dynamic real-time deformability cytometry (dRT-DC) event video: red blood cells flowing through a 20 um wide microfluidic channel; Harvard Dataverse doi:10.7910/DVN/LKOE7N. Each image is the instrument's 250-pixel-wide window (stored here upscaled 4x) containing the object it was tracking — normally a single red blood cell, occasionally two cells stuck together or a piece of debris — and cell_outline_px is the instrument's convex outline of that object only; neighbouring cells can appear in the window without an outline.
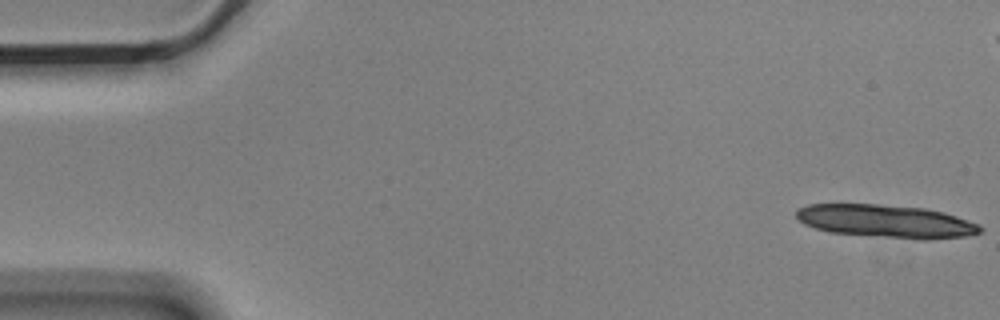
{"species": "Egyptian fruit bat (a non-hibernating species)", "species_latin": "Rousettus aegyptiacus", "temperature_condition": "cold", "stored_images_in_passage": 7, "camera_frame_rate_fps": 3000, "um_per_image_px": 0.085, "animal": {"sex": "male"}, "frame": {"image": 1, "passage_image": 1, "time_ms": 0.0, "image_size_px": [1000, 320], "cell_outline_px": [[984, 228], [980, 232], [968, 236], [928, 240], [920, 240], [832, 232], [816, 228], [804, 224], [796, 216], [796, 208], [808, 204], [880, 204], [924, 208], [944, 212], [980, 224]], "centroid_in_image_um": [75.36, 18.8], "position_along_channel_um": 9.6, "area_um2": 35.49}}
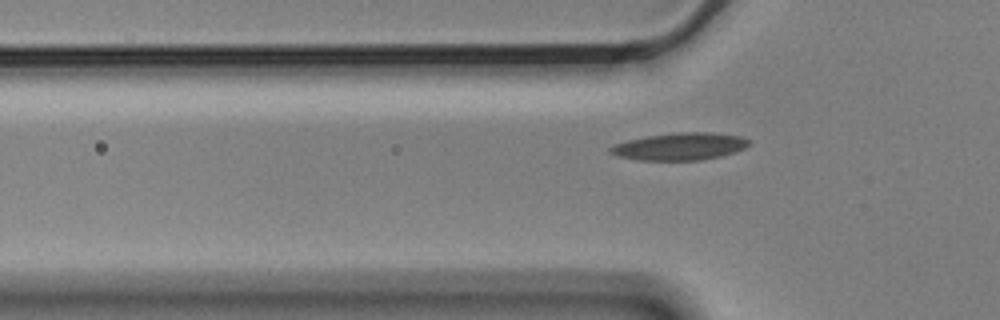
{"frame": {"image": 2, "passage_image": 7, "time_ms": 2.0, "image_size_px": [1000, 320], "cell_outline_px": [[752, 144], [736, 152], [720, 156], [700, 160], [636, 160], [616, 156], [608, 152], [608, 148], [616, 144], [628, 140], [648, 136], [676, 132], [712, 132], [740, 136], [752, 140]], "centroid_in_image_um": [57.82, 12.45], "position_along_channel_um": 68.0, "area_um2": 22.25}}